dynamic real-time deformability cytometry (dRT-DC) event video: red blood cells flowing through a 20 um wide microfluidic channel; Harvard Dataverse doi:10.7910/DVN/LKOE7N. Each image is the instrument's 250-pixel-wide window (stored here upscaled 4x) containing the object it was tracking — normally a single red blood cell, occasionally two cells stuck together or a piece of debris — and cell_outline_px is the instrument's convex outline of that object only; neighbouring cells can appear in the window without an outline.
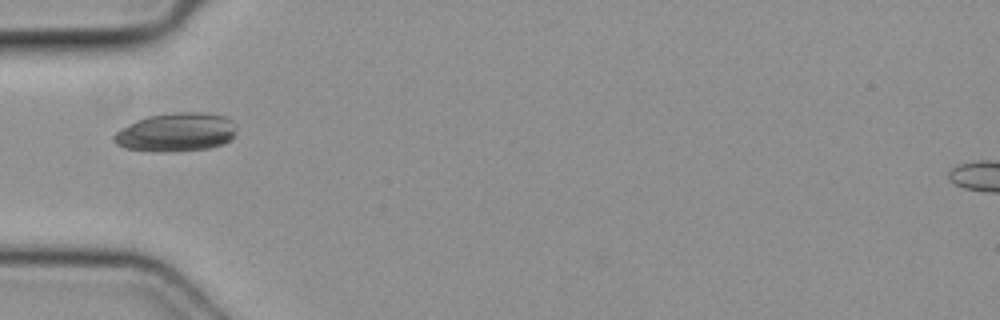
{"species": "common noctule bat (a hibernating species)", "species_latin": "Nyctalus noctula", "temperature_condition": "cold", "stored_images_in_passage": 2, "camera_frame_rate_fps": 3000, "um_per_image_px": 0.085, "animal": {"sex": "female", "body_mass_g": 19.3, "forearm_length_mm": 54.1}, "frame": {"image": 1, "passage_image": 1, "time_ms": 0.0, "image_size_px": [1000, 320], "cell_outline_px": [[236, 128], [232, 140], [224, 144], [208, 148], [172, 152], [152, 152], [124, 148], [116, 144], [112, 140], [112, 136], [120, 128], [136, 120], [148, 116], [176, 112], [204, 112], [228, 116], [236, 124]], "centroid_in_image_um": [14.98, 11.24], "position_along_channel_um": 70.0, "area_um2": 28.21}}
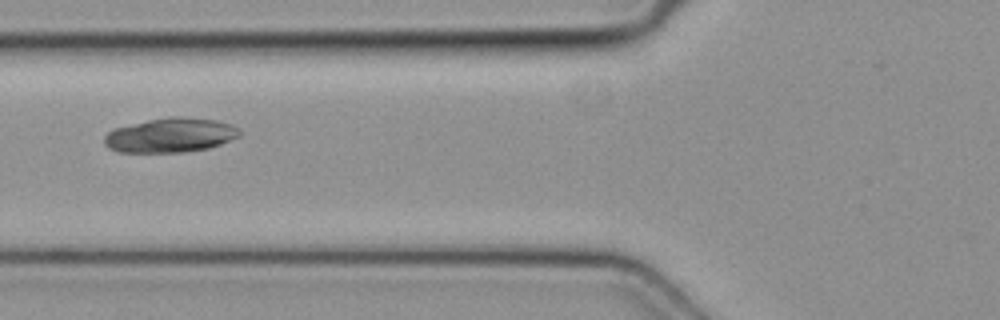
{"frame": {"image": 2, "passage_image": 2, "time_ms": 0.333, "image_size_px": [1000, 320], "cell_outline_px": [[240, 136], [220, 144], [208, 148], [184, 152], [120, 152], [108, 148], [104, 144], [104, 136], [112, 128], [148, 120], [168, 116], [180, 116], [216, 120], [232, 124], [240, 128]], "centroid_in_image_um": [14.48, 11.48], "position_along_channel_um": 111.3, "area_um2": 27.34}}